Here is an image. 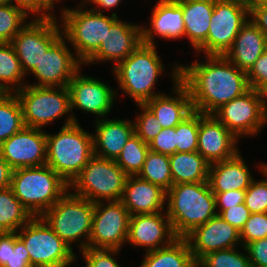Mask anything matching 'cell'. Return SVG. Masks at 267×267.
Returning <instances> with one entry per match:
<instances>
[{"label": "cell", "mask_w": 267, "mask_h": 267, "mask_svg": "<svg viewBox=\"0 0 267 267\" xmlns=\"http://www.w3.org/2000/svg\"><path fill=\"white\" fill-rule=\"evenodd\" d=\"M217 214L220 215L224 221L241 231L250 217L251 212L244 203H241L226 210H218Z\"/></svg>", "instance_id": "bcb514c9"}, {"label": "cell", "mask_w": 267, "mask_h": 267, "mask_svg": "<svg viewBox=\"0 0 267 267\" xmlns=\"http://www.w3.org/2000/svg\"><path fill=\"white\" fill-rule=\"evenodd\" d=\"M24 126L0 145V155L12 170L46 165V132Z\"/></svg>", "instance_id": "e0dca14e"}, {"label": "cell", "mask_w": 267, "mask_h": 267, "mask_svg": "<svg viewBox=\"0 0 267 267\" xmlns=\"http://www.w3.org/2000/svg\"><path fill=\"white\" fill-rule=\"evenodd\" d=\"M182 8L185 37L198 51L206 42L214 0H176Z\"/></svg>", "instance_id": "83f0119b"}, {"label": "cell", "mask_w": 267, "mask_h": 267, "mask_svg": "<svg viewBox=\"0 0 267 267\" xmlns=\"http://www.w3.org/2000/svg\"><path fill=\"white\" fill-rule=\"evenodd\" d=\"M213 114L199 112V152L210 164L234 157L238 152V140Z\"/></svg>", "instance_id": "d6986e66"}, {"label": "cell", "mask_w": 267, "mask_h": 267, "mask_svg": "<svg viewBox=\"0 0 267 267\" xmlns=\"http://www.w3.org/2000/svg\"><path fill=\"white\" fill-rule=\"evenodd\" d=\"M203 62L180 65V81L188 88L194 111L213 114L251 88L247 73L225 56L206 55Z\"/></svg>", "instance_id": "6da1fadb"}, {"label": "cell", "mask_w": 267, "mask_h": 267, "mask_svg": "<svg viewBox=\"0 0 267 267\" xmlns=\"http://www.w3.org/2000/svg\"><path fill=\"white\" fill-rule=\"evenodd\" d=\"M10 256V232L0 233V267L9 263Z\"/></svg>", "instance_id": "816d5d0a"}, {"label": "cell", "mask_w": 267, "mask_h": 267, "mask_svg": "<svg viewBox=\"0 0 267 267\" xmlns=\"http://www.w3.org/2000/svg\"><path fill=\"white\" fill-rule=\"evenodd\" d=\"M260 103L264 113L267 115V82L261 84L257 89Z\"/></svg>", "instance_id": "11a10c76"}, {"label": "cell", "mask_w": 267, "mask_h": 267, "mask_svg": "<svg viewBox=\"0 0 267 267\" xmlns=\"http://www.w3.org/2000/svg\"><path fill=\"white\" fill-rule=\"evenodd\" d=\"M249 20L267 37V5L259 6L249 11Z\"/></svg>", "instance_id": "f907efd6"}, {"label": "cell", "mask_w": 267, "mask_h": 267, "mask_svg": "<svg viewBox=\"0 0 267 267\" xmlns=\"http://www.w3.org/2000/svg\"><path fill=\"white\" fill-rule=\"evenodd\" d=\"M196 263L188 240L178 237L168 246L146 252L139 267H193Z\"/></svg>", "instance_id": "f546056e"}, {"label": "cell", "mask_w": 267, "mask_h": 267, "mask_svg": "<svg viewBox=\"0 0 267 267\" xmlns=\"http://www.w3.org/2000/svg\"><path fill=\"white\" fill-rule=\"evenodd\" d=\"M30 14L22 7L9 3L0 6V43H11L17 33L29 23Z\"/></svg>", "instance_id": "d590c367"}, {"label": "cell", "mask_w": 267, "mask_h": 267, "mask_svg": "<svg viewBox=\"0 0 267 267\" xmlns=\"http://www.w3.org/2000/svg\"><path fill=\"white\" fill-rule=\"evenodd\" d=\"M33 18L11 41L25 75L38 65L43 54L63 35L56 20L58 16Z\"/></svg>", "instance_id": "7c38bea8"}, {"label": "cell", "mask_w": 267, "mask_h": 267, "mask_svg": "<svg viewBox=\"0 0 267 267\" xmlns=\"http://www.w3.org/2000/svg\"><path fill=\"white\" fill-rule=\"evenodd\" d=\"M131 216L164 211L166 191L138 175L127 176L120 200Z\"/></svg>", "instance_id": "cb8c5ba5"}, {"label": "cell", "mask_w": 267, "mask_h": 267, "mask_svg": "<svg viewBox=\"0 0 267 267\" xmlns=\"http://www.w3.org/2000/svg\"><path fill=\"white\" fill-rule=\"evenodd\" d=\"M56 0H13L15 5L24 8L29 14L35 17H53L56 16L52 10Z\"/></svg>", "instance_id": "f6af8a7d"}, {"label": "cell", "mask_w": 267, "mask_h": 267, "mask_svg": "<svg viewBox=\"0 0 267 267\" xmlns=\"http://www.w3.org/2000/svg\"><path fill=\"white\" fill-rule=\"evenodd\" d=\"M173 185L208 181L210 163L197 151L169 156Z\"/></svg>", "instance_id": "f1b7e54d"}, {"label": "cell", "mask_w": 267, "mask_h": 267, "mask_svg": "<svg viewBox=\"0 0 267 267\" xmlns=\"http://www.w3.org/2000/svg\"><path fill=\"white\" fill-rule=\"evenodd\" d=\"M163 212L130 216L126 244L145 247L146 252L170 245L178 237Z\"/></svg>", "instance_id": "ffe728a7"}, {"label": "cell", "mask_w": 267, "mask_h": 267, "mask_svg": "<svg viewBox=\"0 0 267 267\" xmlns=\"http://www.w3.org/2000/svg\"><path fill=\"white\" fill-rule=\"evenodd\" d=\"M156 48V45L142 43L112 70L119 89L136 104H145L155 96L163 94L154 91L158 77L165 69Z\"/></svg>", "instance_id": "5b68a950"}, {"label": "cell", "mask_w": 267, "mask_h": 267, "mask_svg": "<svg viewBox=\"0 0 267 267\" xmlns=\"http://www.w3.org/2000/svg\"><path fill=\"white\" fill-rule=\"evenodd\" d=\"M149 150V144L134 133L123 146L116 163L128 176L138 175Z\"/></svg>", "instance_id": "e575fe53"}, {"label": "cell", "mask_w": 267, "mask_h": 267, "mask_svg": "<svg viewBox=\"0 0 267 267\" xmlns=\"http://www.w3.org/2000/svg\"><path fill=\"white\" fill-rule=\"evenodd\" d=\"M119 252L117 249L86 248L81 251V255L86 263L85 267H120L114 259Z\"/></svg>", "instance_id": "b9f144b4"}, {"label": "cell", "mask_w": 267, "mask_h": 267, "mask_svg": "<svg viewBox=\"0 0 267 267\" xmlns=\"http://www.w3.org/2000/svg\"><path fill=\"white\" fill-rule=\"evenodd\" d=\"M245 253H241L238 248L214 251L203 256L197 263L200 267H252L245 247Z\"/></svg>", "instance_id": "8d00e7d4"}, {"label": "cell", "mask_w": 267, "mask_h": 267, "mask_svg": "<svg viewBox=\"0 0 267 267\" xmlns=\"http://www.w3.org/2000/svg\"><path fill=\"white\" fill-rule=\"evenodd\" d=\"M172 80L174 96L165 93L155 96L145 105L157 117L162 128L176 127L194 110L188 88L180 81V64L173 65Z\"/></svg>", "instance_id": "7402d4cb"}, {"label": "cell", "mask_w": 267, "mask_h": 267, "mask_svg": "<svg viewBox=\"0 0 267 267\" xmlns=\"http://www.w3.org/2000/svg\"><path fill=\"white\" fill-rule=\"evenodd\" d=\"M193 267H200V265L198 263H196Z\"/></svg>", "instance_id": "91938a15"}, {"label": "cell", "mask_w": 267, "mask_h": 267, "mask_svg": "<svg viewBox=\"0 0 267 267\" xmlns=\"http://www.w3.org/2000/svg\"><path fill=\"white\" fill-rule=\"evenodd\" d=\"M24 77L26 75L11 43H0V90L15 93L26 85L22 82Z\"/></svg>", "instance_id": "1f68e13d"}, {"label": "cell", "mask_w": 267, "mask_h": 267, "mask_svg": "<svg viewBox=\"0 0 267 267\" xmlns=\"http://www.w3.org/2000/svg\"><path fill=\"white\" fill-rule=\"evenodd\" d=\"M22 108L15 93L0 97V145L24 127Z\"/></svg>", "instance_id": "d6a6232c"}, {"label": "cell", "mask_w": 267, "mask_h": 267, "mask_svg": "<svg viewBox=\"0 0 267 267\" xmlns=\"http://www.w3.org/2000/svg\"><path fill=\"white\" fill-rule=\"evenodd\" d=\"M166 201L165 211L177 237L185 238L217 215L208 181L172 185L166 192Z\"/></svg>", "instance_id": "7a4b0ae2"}, {"label": "cell", "mask_w": 267, "mask_h": 267, "mask_svg": "<svg viewBox=\"0 0 267 267\" xmlns=\"http://www.w3.org/2000/svg\"><path fill=\"white\" fill-rule=\"evenodd\" d=\"M130 216L121 201L95 202L88 248L121 250L127 241Z\"/></svg>", "instance_id": "4fadbf2b"}, {"label": "cell", "mask_w": 267, "mask_h": 267, "mask_svg": "<svg viewBox=\"0 0 267 267\" xmlns=\"http://www.w3.org/2000/svg\"><path fill=\"white\" fill-rule=\"evenodd\" d=\"M4 93L0 90V97L3 95Z\"/></svg>", "instance_id": "94428289"}, {"label": "cell", "mask_w": 267, "mask_h": 267, "mask_svg": "<svg viewBox=\"0 0 267 267\" xmlns=\"http://www.w3.org/2000/svg\"><path fill=\"white\" fill-rule=\"evenodd\" d=\"M62 35L43 54L38 65L30 72L38 80L31 86L67 87L83 63L75 57ZM82 64V65H81Z\"/></svg>", "instance_id": "9a60e30c"}, {"label": "cell", "mask_w": 267, "mask_h": 267, "mask_svg": "<svg viewBox=\"0 0 267 267\" xmlns=\"http://www.w3.org/2000/svg\"><path fill=\"white\" fill-rule=\"evenodd\" d=\"M10 188L30 214L39 217L69 190V184L43 165L12 170Z\"/></svg>", "instance_id": "3957f363"}, {"label": "cell", "mask_w": 267, "mask_h": 267, "mask_svg": "<svg viewBox=\"0 0 267 267\" xmlns=\"http://www.w3.org/2000/svg\"><path fill=\"white\" fill-rule=\"evenodd\" d=\"M32 218L10 187L0 190V233L17 232Z\"/></svg>", "instance_id": "4dcf8cb0"}, {"label": "cell", "mask_w": 267, "mask_h": 267, "mask_svg": "<svg viewBox=\"0 0 267 267\" xmlns=\"http://www.w3.org/2000/svg\"><path fill=\"white\" fill-rule=\"evenodd\" d=\"M93 155V136L79 122L62 126L57 134L46 133V165L68 184Z\"/></svg>", "instance_id": "277c9868"}, {"label": "cell", "mask_w": 267, "mask_h": 267, "mask_svg": "<svg viewBox=\"0 0 267 267\" xmlns=\"http://www.w3.org/2000/svg\"><path fill=\"white\" fill-rule=\"evenodd\" d=\"M93 214L94 202L74 195L69 189L41 217L72 250V244L79 241L81 252L88 248Z\"/></svg>", "instance_id": "52a82bcc"}, {"label": "cell", "mask_w": 267, "mask_h": 267, "mask_svg": "<svg viewBox=\"0 0 267 267\" xmlns=\"http://www.w3.org/2000/svg\"><path fill=\"white\" fill-rule=\"evenodd\" d=\"M22 108L23 122L26 127L42 129L64 115L67 119L63 126L77 121L70 108V94L67 87H46L25 85L15 92ZM69 113V114H68Z\"/></svg>", "instance_id": "ba28073f"}, {"label": "cell", "mask_w": 267, "mask_h": 267, "mask_svg": "<svg viewBox=\"0 0 267 267\" xmlns=\"http://www.w3.org/2000/svg\"><path fill=\"white\" fill-rule=\"evenodd\" d=\"M149 149L152 152L168 156L176 153V127L162 128L157 136L149 143Z\"/></svg>", "instance_id": "7bdbcfd3"}, {"label": "cell", "mask_w": 267, "mask_h": 267, "mask_svg": "<svg viewBox=\"0 0 267 267\" xmlns=\"http://www.w3.org/2000/svg\"><path fill=\"white\" fill-rule=\"evenodd\" d=\"M84 3L78 8L63 7L61 11L62 34L75 51L76 57L84 64L100 47L110 31L111 25L118 19L115 12L109 16L87 9Z\"/></svg>", "instance_id": "8992f818"}, {"label": "cell", "mask_w": 267, "mask_h": 267, "mask_svg": "<svg viewBox=\"0 0 267 267\" xmlns=\"http://www.w3.org/2000/svg\"><path fill=\"white\" fill-rule=\"evenodd\" d=\"M267 237V213L251 214L240 231L242 246L248 243Z\"/></svg>", "instance_id": "60d3db41"}, {"label": "cell", "mask_w": 267, "mask_h": 267, "mask_svg": "<svg viewBox=\"0 0 267 267\" xmlns=\"http://www.w3.org/2000/svg\"><path fill=\"white\" fill-rule=\"evenodd\" d=\"M141 25L125 22L118 18L107 31L105 39L98 50L84 63L114 61L115 68L121 61L129 57L141 44Z\"/></svg>", "instance_id": "44dd1931"}, {"label": "cell", "mask_w": 267, "mask_h": 267, "mask_svg": "<svg viewBox=\"0 0 267 267\" xmlns=\"http://www.w3.org/2000/svg\"><path fill=\"white\" fill-rule=\"evenodd\" d=\"M97 119L95 123V133L93 136L94 155L115 160L122 152L123 146L135 133L134 123L129 119Z\"/></svg>", "instance_id": "d4e9b609"}, {"label": "cell", "mask_w": 267, "mask_h": 267, "mask_svg": "<svg viewBox=\"0 0 267 267\" xmlns=\"http://www.w3.org/2000/svg\"><path fill=\"white\" fill-rule=\"evenodd\" d=\"M245 249L252 267H267V237L248 243Z\"/></svg>", "instance_id": "7dc6e473"}, {"label": "cell", "mask_w": 267, "mask_h": 267, "mask_svg": "<svg viewBox=\"0 0 267 267\" xmlns=\"http://www.w3.org/2000/svg\"><path fill=\"white\" fill-rule=\"evenodd\" d=\"M266 50L267 37L252 21L248 20L224 56L237 68L247 73Z\"/></svg>", "instance_id": "484cf974"}, {"label": "cell", "mask_w": 267, "mask_h": 267, "mask_svg": "<svg viewBox=\"0 0 267 267\" xmlns=\"http://www.w3.org/2000/svg\"><path fill=\"white\" fill-rule=\"evenodd\" d=\"M121 1L122 0H86L84 2L85 5L91 3V4H94V8L92 7V9L96 12H100L104 13V10L103 9H113V8H116L119 4H121ZM103 8V9H102Z\"/></svg>", "instance_id": "db71d44e"}, {"label": "cell", "mask_w": 267, "mask_h": 267, "mask_svg": "<svg viewBox=\"0 0 267 267\" xmlns=\"http://www.w3.org/2000/svg\"><path fill=\"white\" fill-rule=\"evenodd\" d=\"M263 170H265L267 172V164L263 163Z\"/></svg>", "instance_id": "680465c9"}, {"label": "cell", "mask_w": 267, "mask_h": 267, "mask_svg": "<svg viewBox=\"0 0 267 267\" xmlns=\"http://www.w3.org/2000/svg\"><path fill=\"white\" fill-rule=\"evenodd\" d=\"M9 3H13V0H0V6L6 5Z\"/></svg>", "instance_id": "6f0895ef"}, {"label": "cell", "mask_w": 267, "mask_h": 267, "mask_svg": "<svg viewBox=\"0 0 267 267\" xmlns=\"http://www.w3.org/2000/svg\"><path fill=\"white\" fill-rule=\"evenodd\" d=\"M138 176L167 192L173 185L169 156L149 150Z\"/></svg>", "instance_id": "836d02e7"}, {"label": "cell", "mask_w": 267, "mask_h": 267, "mask_svg": "<svg viewBox=\"0 0 267 267\" xmlns=\"http://www.w3.org/2000/svg\"><path fill=\"white\" fill-rule=\"evenodd\" d=\"M18 231L17 236L25 244L32 267H63L77 260V254L41 216L33 217Z\"/></svg>", "instance_id": "30bf717a"}, {"label": "cell", "mask_w": 267, "mask_h": 267, "mask_svg": "<svg viewBox=\"0 0 267 267\" xmlns=\"http://www.w3.org/2000/svg\"><path fill=\"white\" fill-rule=\"evenodd\" d=\"M240 151L232 158L210 164L208 183L212 192L246 190L253 178Z\"/></svg>", "instance_id": "4316f807"}, {"label": "cell", "mask_w": 267, "mask_h": 267, "mask_svg": "<svg viewBox=\"0 0 267 267\" xmlns=\"http://www.w3.org/2000/svg\"><path fill=\"white\" fill-rule=\"evenodd\" d=\"M215 196L216 211L226 210L230 207L244 203L245 190H231L226 192H213ZM219 207V208H218Z\"/></svg>", "instance_id": "681fc988"}, {"label": "cell", "mask_w": 267, "mask_h": 267, "mask_svg": "<svg viewBox=\"0 0 267 267\" xmlns=\"http://www.w3.org/2000/svg\"><path fill=\"white\" fill-rule=\"evenodd\" d=\"M199 112L193 111L176 126L177 152H195L198 146Z\"/></svg>", "instance_id": "74e56055"}, {"label": "cell", "mask_w": 267, "mask_h": 267, "mask_svg": "<svg viewBox=\"0 0 267 267\" xmlns=\"http://www.w3.org/2000/svg\"><path fill=\"white\" fill-rule=\"evenodd\" d=\"M213 115L240 139L243 136H257L267 124V115L255 89L223 104Z\"/></svg>", "instance_id": "5bb4252c"}, {"label": "cell", "mask_w": 267, "mask_h": 267, "mask_svg": "<svg viewBox=\"0 0 267 267\" xmlns=\"http://www.w3.org/2000/svg\"><path fill=\"white\" fill-rule=\"evenodd\" d=\"M249 20L246 4L239 0H214L208 36L197 51L206 55L224 56L232 47L235 37Z\"/></svg>", "instance_id": "8fae6325"}, {"label": "cell", "mask_w": 267, "mask_h": 267, "mask_svg": "<svg viewBox=\"0 0 267 267\" xmlns=\"http://www.w3.org/2000/svg\"><path fill=\"white\" fill-rule=\"evenodd\" d=\"M185 238L189 242L196 262L210 252L242 248L240 231L224 221L218 214L203 225L196 227Z\"/></svg>", "instance_id": "ac0fdd59"}, {"label": "cell", "mask_w": 267, "mask_h": 267, "mask_svg": "<svg viewBox=\"0 0 267 267\" xmlns=\"http://www.w3.org/2000/svg\"><path fill=\"white\" fill-rule=\"evenodd\" d=\"M3 267H32L29 253L24 242L17 236V232H10L9 263Z\"/></svg>", "instance_id": "ee69618b"}, {"label": "cell", "mask_w": 267, "mask_h": 267, "mask_svg": "<svg viewBox=\"0 0 267 267\" xmlns=\"http://www.w3.org/2000/svg\"><path fill=\"white\" fill-rule=\"evenodd\" d=\"M127 174L109 160L93 155L81 172L69 184L73 194L91 202L120 201Z\"/></svg>", "instance_id": "9c48e42d"}, {"label": "cell", "mask_w": 267, "mask_h": 267, "mask_svg": "<svg viewBox=\"0 0 267 267\" xmlns=\"http://www.w3.org/2000/svg\"><path fill=\"white\" fill-rule=\"evenodd\" d=\"M141 109V113L135 116L134 132L145 143L149 144L157 134L162 130V127L154 115V113L145 105L137 104Z\"/></svg>", "instance_id": "ab89813d"}, {"label": "cell", "mask_w": 267, "mask_h": 267, "mask_svg": "<svg viewBox=\"0 0 267 267\" xmlns=\"http://www.w3.org/2000/svg\"><path fill=\"white\" fill-rule=\"evenodd\" d=\"M247 79L251 89H257L267 82V50L257 59L247 72Z\"/></svg>", "instance_id": "c3c4849f"}, {"label": "cell", "mask_w": 267, "mask_h": 267, "mask_svg": "<svg viewBox=\"0 0 267 267\" xmlns=\"http://www.w3.org/2000/svg\"><path fill=\"white\" fill-rule=\"evenodd\" d=\"M71 111L75 108L95 115V120L108 117L118 95L112 86L100 79L84 76L81 69L67 86Z\"/></svg>", "instance_id": "2e32d148"}, {"label": "cell", "mask_w": 267, "mask_h": 267, "mask_svg": "<svg viewBox=\"0 0 267 267\" xmlns=\"http://www.w3.org/2000/svg\"><path fill=\"white\" fill-rule=\"evenodd\" d=\"M12 169L0 155V190L10 187Z\"/></svg>", "instance_id": "f5cc1de1"}, {"label": "cell", "mask_w": 267, "mask_h": 267, "mask_svg": "<svg viewBox=\"0 0 267 267\" xmlns=\"http://www.w3.org/2000/svg\"><path fill=\"white\" fill-rule=\"evenodd\" d=\"M142 43L156 45L154 36L175 40L185 37L181 6L176 0H158L151 12L150 27L142 26Z\"/></svg>", "instance_id": "603a6c76"}, {"label": "cell", "mask_w": 267, "mask_h": 267, "mask_svg": "<svg viewBox=\"0 0 267 267\" xmlns=\"http://www.w3.org/2000/svg\"><path fill=\"white\" fill-rule=\"evenodd\" d=\"M267 5V0H246V6L248 7V10L259 6Z\"/></svg>", "instance_id": "9f6ffc18"}, {"label": "cell", "mask_w": 267, "mask_h": 267, "mask_svg": "<svg viewBox=\"0 0 267 267\" xmlns=\"http://www.w3.org/2000/svg\"><path fill=\"white\" fill-rule=\"evenodd\" d=\"M259 170L264 174V179H253L250 186L245 190L244 204L251 214L267 213V172L263 170V163L259 166Z\"/></svg>", "instance_id": "f35d334b"}]
</instances>
